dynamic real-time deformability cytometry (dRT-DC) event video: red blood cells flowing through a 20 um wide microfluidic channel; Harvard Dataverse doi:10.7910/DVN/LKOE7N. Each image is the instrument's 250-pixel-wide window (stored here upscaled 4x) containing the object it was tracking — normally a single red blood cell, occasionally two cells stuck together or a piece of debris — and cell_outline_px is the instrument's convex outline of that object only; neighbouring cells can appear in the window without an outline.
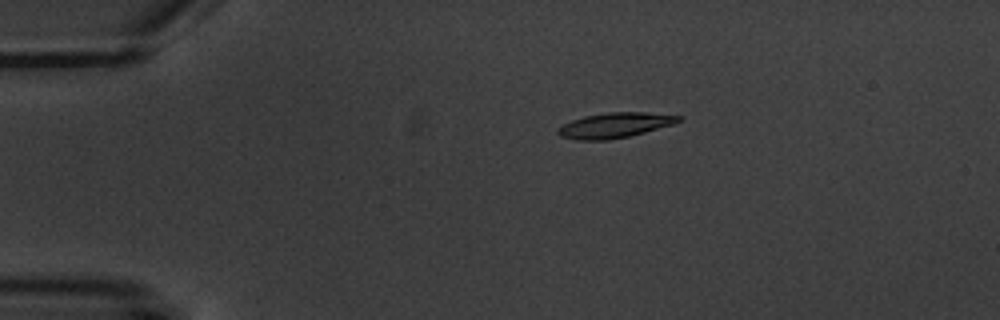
{"species": "common noctule bat (a hibernating species)", "species_latin": "Nyctalus noctula", "temperature_condition": "warm", "stored_images_in_passage": 2, "camera_frame_rate_fps": 3000, "um_per_image_px": 0.085, "animal": {"sex": "male", "body_mass_g": 20.1, "forearm_length_mm": 53.5}, "frame": {"image": 1, "passage_image": 1, "time_ms": 0.0, "image_size_px": [1000, 320], "cell_outline_px": [[684, 116], [676, 124], [628, 136], [608, 140], [576, 140], [560, 136], [556, 132], [556, 128], [572, 120], [584, 116], [608, 112], [644, 112]], "centroid_in_image_um": [52.26, 10.64], "position_along_channel_um": 32.7, "area_um2": 17.74}}